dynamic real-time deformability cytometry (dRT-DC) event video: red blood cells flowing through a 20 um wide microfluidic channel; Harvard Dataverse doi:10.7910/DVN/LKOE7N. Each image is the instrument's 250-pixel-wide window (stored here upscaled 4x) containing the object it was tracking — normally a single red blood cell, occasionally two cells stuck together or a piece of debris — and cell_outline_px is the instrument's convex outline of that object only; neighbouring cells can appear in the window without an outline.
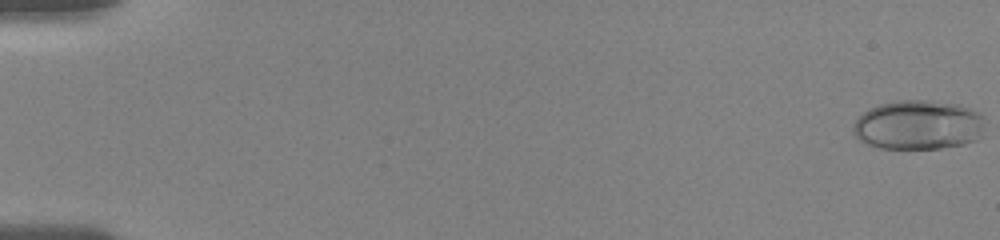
{"species": "human", "species_latin": "Homo sapiens", "temperature_condition": "room temperature", "stored_images_in_passage": 33, "camera_frame_rate_fps": 3000, "um_per_image_px": 0.085, "donor": {"sex": "female"}, "frame": {"image": 1, "passage_image": 1, "time_ms": 0.0, "image_size_px": [1000, 240], "cell_outline_px": [[984, 116], [980, 136], [976, 140], [964, 144], [940, 148], [880, 148], [868, 144], [860, 140], [852, 132], [852, 124], [868, 108], [880, 104], [900, 100], [932, 100], [960, 104], [980, 112]], "centroid_in_image_um": [78.06, 10.6], "position_along_channel_um": 6.9, "area_um2": 38.15}}
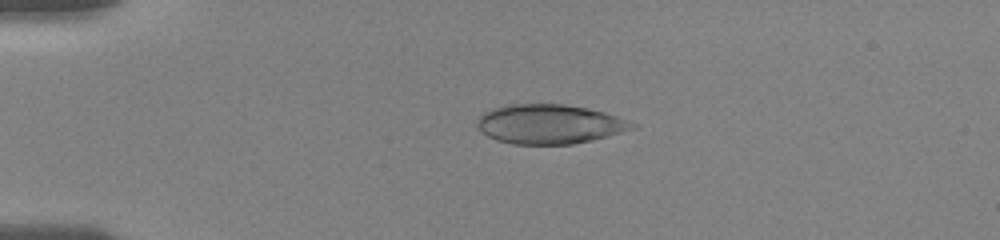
{"frame": {"image": 2, "passage_image": 21, "time_ms": 4.333, "image_size_px": [1000, 240], "cell_outline_px": [[640, 124], [636, 128], [608, 136], [592, 140], [572, 144], [512, 144], [496, 140], [480, 132], [476, 124], [476, 120], [484, 112], [492, 108], [512, 104], [564, 104], [588, 108], [604, 112]], "centroid_in_image_um": [46.71, 10.55], "position_along_channel_um": 38.3, "area_um2": 35.84}}